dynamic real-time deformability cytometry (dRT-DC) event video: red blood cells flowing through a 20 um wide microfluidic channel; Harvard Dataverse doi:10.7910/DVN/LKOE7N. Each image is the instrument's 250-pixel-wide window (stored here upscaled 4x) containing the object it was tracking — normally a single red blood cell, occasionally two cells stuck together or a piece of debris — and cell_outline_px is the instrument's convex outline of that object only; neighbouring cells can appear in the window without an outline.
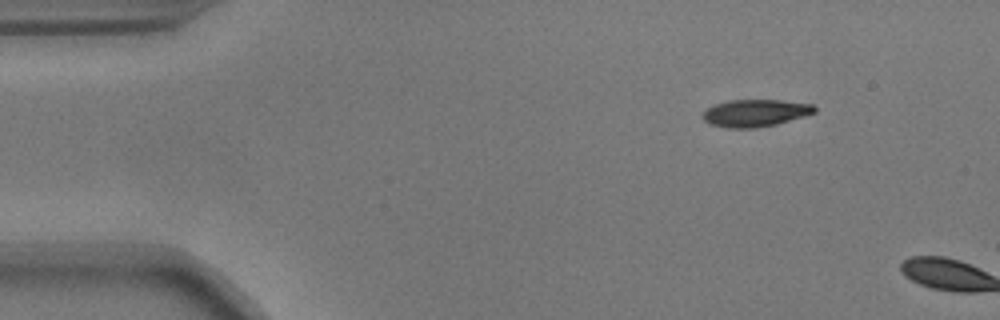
{"species": "common noctule bat (a hibernating species)", "species_latin": "Nyctalus noctula", "temperature_condition": "warm", "stored_images_in_passage": 3, "camera_frame_rate_fps": 3000, "um_per_image_px": 0.085, "animal": {"sex": "male", "body_mass_g": 17.9}, "frame": {"image": 1, "passage_image": 1, "time_ms": 0.0, "image_size_px": [1000, 320], "cell_outline_px": [[816, 112], [804, 116], [776, 124], [756, 128], [728, 128], [708, 124], [700, 116], [708, 108], [716, 104], [728, 100], [780, 100], [812, 104], [816, 108]], "centroid_in_image_um": [64.17, 9.61], "position_along_channel_um": 20.8, "area_um2": 17.74}}